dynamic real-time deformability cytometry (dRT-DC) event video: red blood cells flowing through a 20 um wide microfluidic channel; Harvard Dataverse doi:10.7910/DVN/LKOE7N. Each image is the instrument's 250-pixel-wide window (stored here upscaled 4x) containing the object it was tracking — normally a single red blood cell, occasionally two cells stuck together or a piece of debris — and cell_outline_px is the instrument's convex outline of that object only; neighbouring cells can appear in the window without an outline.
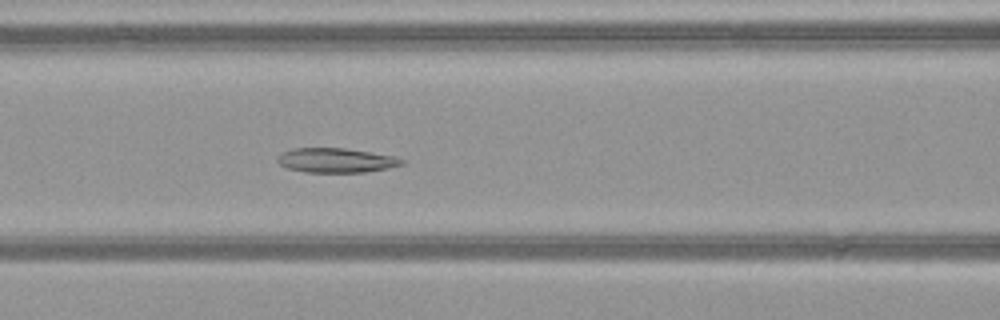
{"species": "common noctule bat (a hibernating species)", "species_latin": "Nyctalus noctula", "temperature_condition": "warm", "stored_images_in_passage": 37, "camera_frame_rate_fps": 3000, "um_per_image_px": 0.085, "animal": {"sex": "female", "body_mass_g": 21.9}, "frame": {"image": 1, "passage_image": 9, "time_ms": 2.667, "image_size_px": [1000, 320], "cell_outline_px": [[404, 164], [388, 168], [364, 172], [304, 172], [288, 168], [280, 164], [276, 160], [276, 156], [292, 148], [344, 148], [396, 156], [404, 160]], "centroid_in_image_um": [28.56, 13.62], "position_along_channel_um": 138.0, "area_um2": 17.74}}
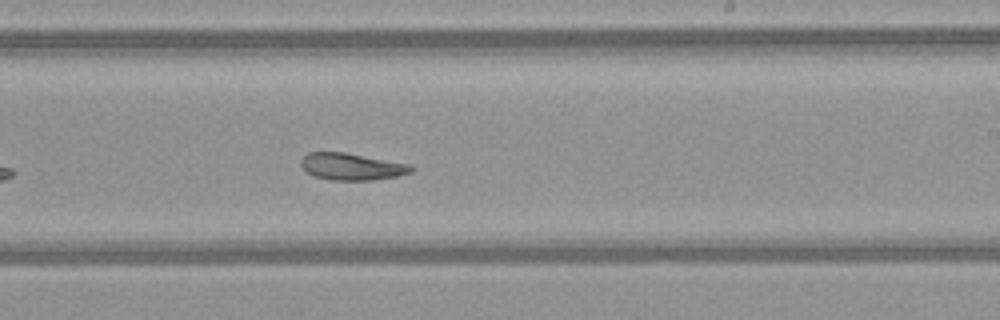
{"frame": {"image": 2, "passage_image": 18, "time_ms": 5.667, "image_size_px": [1000, 320], "cell_outline_px": [[416, 168], [412, 172], [396, 176], [372, 180], [332, 180], [316, 176], [308, 172], [300, 164], [300, 160], [308, 152], [344, 152], [412, 164]], "centroid_in_image_um": [29.94, 14.15], "position_along_channel_um": 259.1, "area_um2": 17.28}}
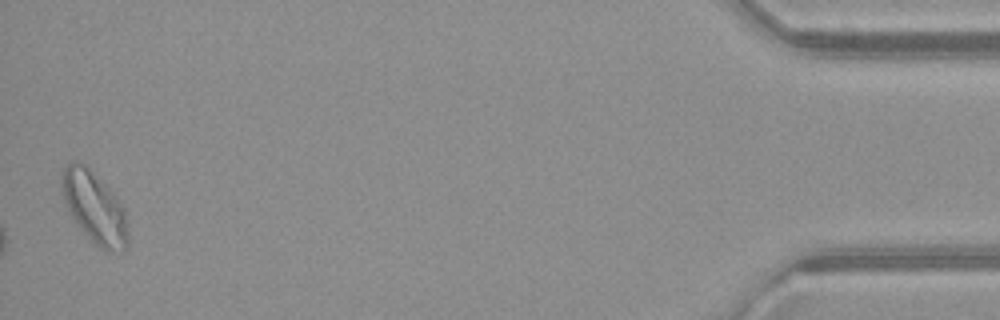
{"frame": {"image": 3, "passage_image": 37, "time_ms": 12.0, "image_size_px": [1000, 320], "cell_outline_px": [[128, 248], [124, 252], [108, 252], [100, 248], [84, 232], [72, 216], [68, 208], [60, 188], [60, 176], [64, 164], [72, 160], [88, 164], [116, 196], [124, 208], [128, 224]], "centroid_in_image_um": [8.04, 17.59], "position_along_channel_um": 427.2, "area_um2": 28.21}, "authors_computed_cell_mechanics": {"area_um2": 18.4382, "velocity_mm_per_s": 4.0446, "shape_relaxation_time_tau1_ms": null, "shape_relaxation_time_tau2_ms": 2.012, "deformation_change_tau1": null, "deformation_change_tau2": 0.079}}